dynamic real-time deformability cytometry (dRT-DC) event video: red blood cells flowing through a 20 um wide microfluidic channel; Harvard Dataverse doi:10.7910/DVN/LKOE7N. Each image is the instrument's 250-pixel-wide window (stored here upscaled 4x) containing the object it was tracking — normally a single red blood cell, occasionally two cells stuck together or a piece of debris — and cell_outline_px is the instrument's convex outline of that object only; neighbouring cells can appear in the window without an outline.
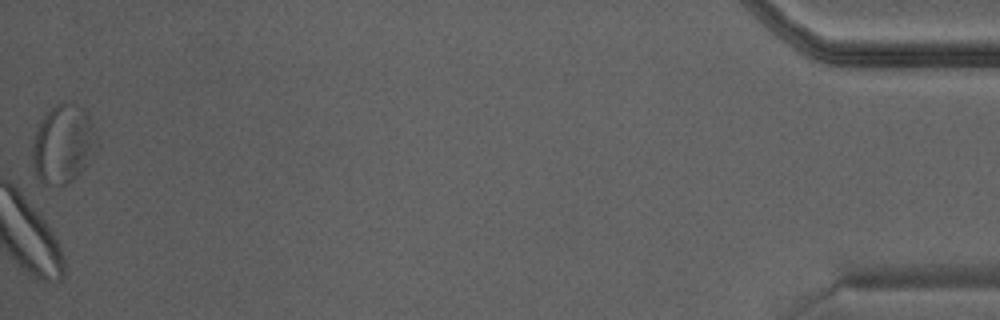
{"species": "Egyptian fruit bat (a non-hibernating species)", "species_latin": "Rousettus aegyptiacus", "temperature_condition": "warm", "stored_images_in_passage": 22, "camera_frame_rate_fps": 3000, "um_per_image_px": 0.085, "animal": {"sex": "male"}, "frame": {"image": 1, "passage_image": 22, "time_ms": 7.0, "image_size_px": [1000, 320], "cell_outline_px": [[100, 144], [84, 168], [72, 180], [60, 188], [40, 180], [36, 176], [32, 160], [32, 144], [36, 132], [44, 116], [56, 104], [64, 100], [76, 104], [84, 108], [88, 116]], "centroid_in_image_um": [5.38, 12.25], "position_along_channel_um": 429.8, "area_um2": 29.59}}